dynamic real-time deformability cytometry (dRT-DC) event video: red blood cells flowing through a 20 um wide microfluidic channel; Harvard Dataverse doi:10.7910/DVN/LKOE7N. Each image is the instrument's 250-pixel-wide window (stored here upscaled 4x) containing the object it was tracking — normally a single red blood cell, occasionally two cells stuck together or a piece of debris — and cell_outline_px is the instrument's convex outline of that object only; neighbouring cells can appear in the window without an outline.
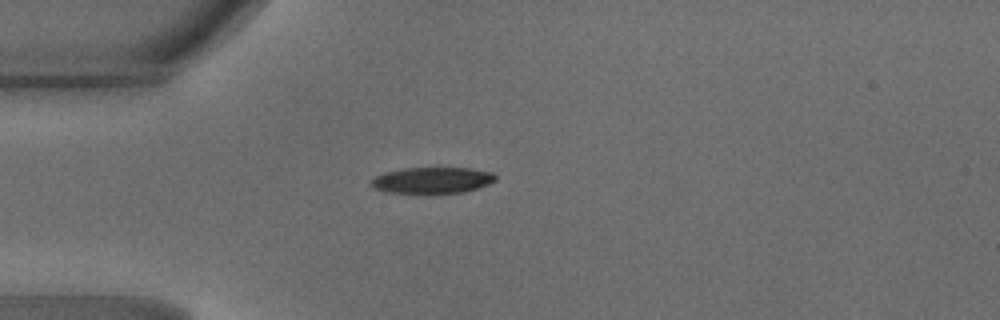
{"species": "common noctule bat (a hibernating species)", "species_latin": "Nyctalus noctula", "temperature_condition": "warm", "stored_images_in_passage": 32, "camera_frame_rate_fps": 3000, "um_per_image_px": 0.085, "animal": {"sex": "male", "body_mass_g": 18.8}, "frame": {"image": 1, "passage_image": 1, "time_ms": 0.0, "image_size_px": [1000, 320], "cell_outline_px": [[496, 180], [488, 184], [464, 192], [428, 196], [424, 196], [388, 192], [376, 188], [368, 184], [368, 180], [384, 172], [404, 168], [472, 168], [492, 172], [496, 176]], "centroid_in_image_um": [36.69, 15.36], "position_along_channel_um": 48.3, "area_um2": 19.88}}
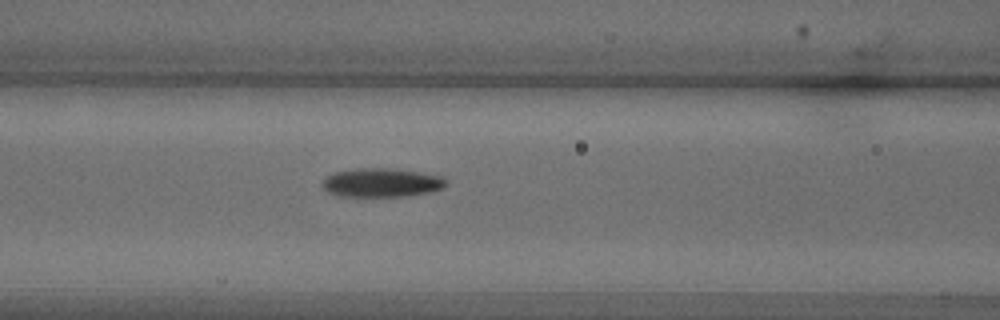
{"frame": {"image": 2, "passage_image": 8, "time_ms": 2.333, "image_size_px": [1000, 320], "cell_outline_px": [[448, 180], [444, 188], [432, 192], [408, 196], [344, 196], [328, 192], [324, 188], [324, 176], [336, 172], [356, 168], [388, 168], [416, 172], [440, 176]], "centroid_in_image_um": [32.46, 15.53], "position_along_channel_um": 134.1, "area_um2": 20.63}}
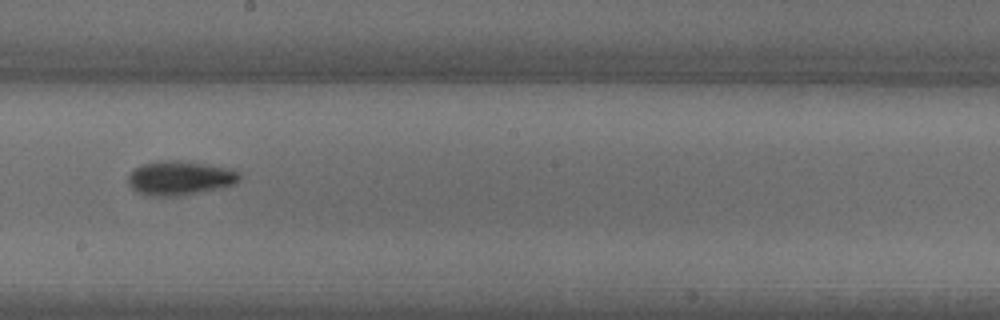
{"frame": {"image": 3, "passage_image": 15, "time_ms": 4.667, "image_size_px": [1000, 320], "cell_outline_px": [[240, 180], [232, 184], [216, 188], [176, 196], [144, 196], [136, 192], [128, 184], [128, 176], [136, 168], [144, 164], [164, 160], [176, 160], [208, 164], [228, 168], [236, 172], [240, 176]], "centroid_in_image_um": [15.23, 15.13], "position_along_channel_um": 233.0, "area_um2": 21.79}, "authors_computed_cell_mechanics": {"area_um2": 20.4612, "velocity_mm_per_s": 4.2352, "shape_relaxation_time_tau1_ms": 4.5185, "shape_relaxation_time_tau2_ms": 3.8954, "deformation_change_tau1": 0.1823, "deformation_change_tau2": 0.1208}}